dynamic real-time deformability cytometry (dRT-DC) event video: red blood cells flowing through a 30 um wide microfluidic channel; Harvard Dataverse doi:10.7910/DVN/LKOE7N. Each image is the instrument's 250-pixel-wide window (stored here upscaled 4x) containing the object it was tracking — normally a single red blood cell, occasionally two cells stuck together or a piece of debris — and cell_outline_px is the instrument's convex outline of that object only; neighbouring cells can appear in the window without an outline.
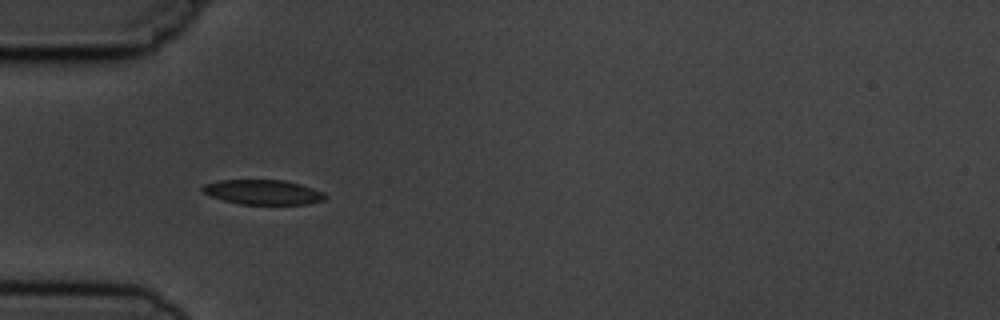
{"species": "common noctule bat (a hibernating species)", "species_latin": "Nyctalus noctula", "temperature_condition": "cold", "stored_images_in_passage": 10, "camera_frame_rate_fps": 3000, "um_per_image_px": 0.085, "animal": {"sex": "male", "body_mass_g": 19.5, "forearm_length_mm": 54.6}, "frame": {"image": 1, "passage_image": 4, "time_ms": 3.667, "image_size_px": [1000, 320], "cell_outline_px": [[328, 196], [324, 200], [304, 204], [240, 204], [224, 200], [212, 196], [204, 192], [200, 188], [204, 184], [220, 180], [284, 180], [300, 184], [324, 192]], "centroid_in_image_um": [22.37, 16.33], "position_along_channel_um": 62.6, "area_um2": 17.57}}
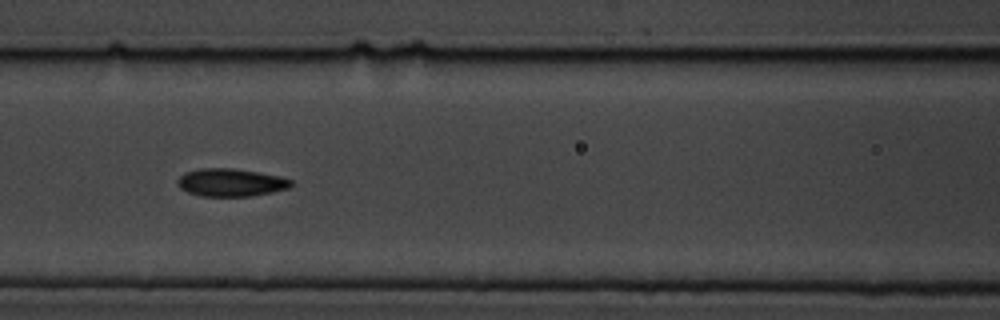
{"frame": {"image": 2, "passage_image": 6, "time_ms": 6.0, "image_size_px": [1000, 320], "cell_outline_px": [[292, 184], [288, 188], [272, 192], [248, 196], [200, 196], [188, 192], [180, 188], [176, 184], [176, 180], [184, 172], [200, 168], [232, 168], [280, 176], [292, 180]], "centroid_in_image_um": [19.57, 15.51], "position_along_channel_um": 147.0, "area_um2": 18.38}}
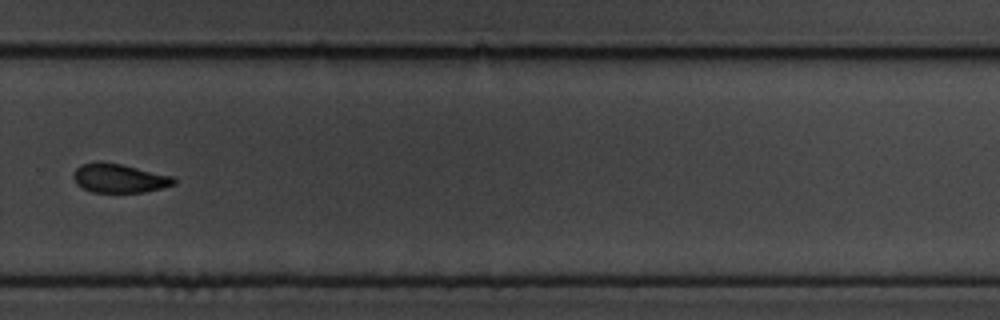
{"frame": {"image": 3, "passage_image": 10, "time_ms": 10.667, "image_size_px": [1000, 320], "cell_outline_px": [[176, 184], [144, 192], [92, 192], [76, 184], [72, 176], [72, 172], [80, 164], [120, 164], [172, 176], [176, 180]], "centroid_in_image_um": [10.13, 15.18], "position_along_channel_um": 319.7, "area_um2": 16.42}}